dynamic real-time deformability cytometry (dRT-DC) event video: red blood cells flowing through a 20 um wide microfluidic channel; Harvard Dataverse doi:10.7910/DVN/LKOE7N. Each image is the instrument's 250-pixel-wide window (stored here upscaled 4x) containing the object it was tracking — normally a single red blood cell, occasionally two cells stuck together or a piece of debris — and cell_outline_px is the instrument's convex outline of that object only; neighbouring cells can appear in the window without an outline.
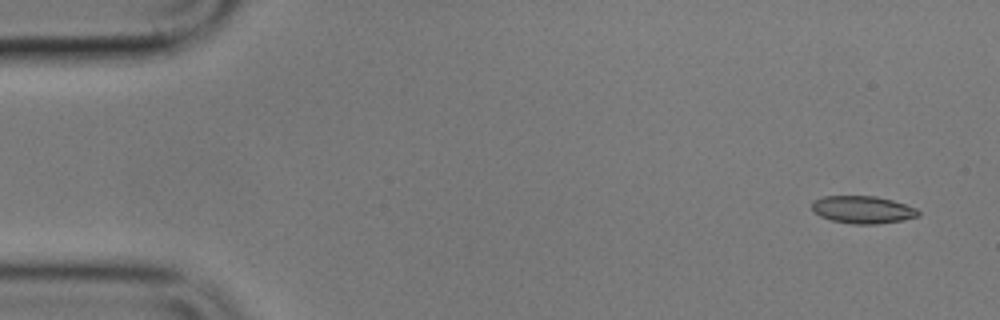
{"species": "common noctule bat (a hibernating species)", "species_latin": "Nyctalus noctula", "temperature_condition": "cold", "stored_images_in_passage": 6, "camera_frame_rate_fps": 3000, "um_per_image_px": 0.085, "animal": {"sex": "male", "body_mass_g": 17.9}, "frame": {"image": 1, "passage_image": 1, "time_ms": 0.0, "image_size_px": [1000, 320], "cell_outline_px": [[920, 216], [904, 220], [876, 224], [852, 224], [832, 220], [820, 216], [812, 212], [812, 200], [824, 196], [876, 196], [892, 200], [916, 208], [920, 212]], "centroid_in_image_um": [73.32, 17.82], "position_along_channel_um": 11.7, "area_um2": 17.17}}
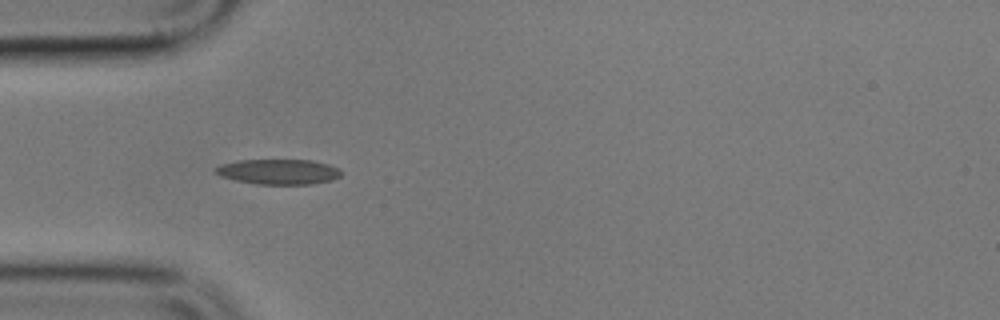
{"frame": {"image": 2, "passage_image": 5, "time_ms": 4.667, "image_size_px": [1000, 320], "cell_outline_px": [[344, 172], [340, 176], [332, 180], [312, 184], [260, 184], [236, 180], [220, 176], [212, 168], [220, 164], [236, 160], [312, 160], [328, 164], [340, 168]], "centroid_in_image_um": [23.69, 14.59], "position_along_channel_um": 61.3, "area_um2": 18.61}}
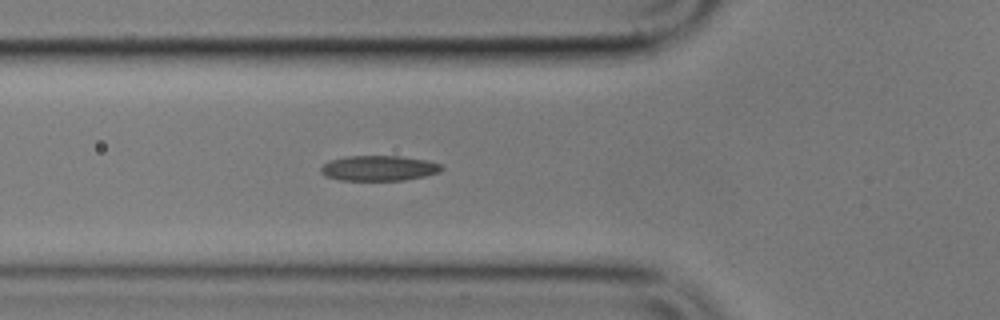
{"frame": {"image": 3, "passage_image": 6, "time_ms": 5.667, "image_size_px": [1000, 320], "cell_outline_px": [[444, 168], [440, 172], [424, 176], [404, 180], [340, 180], [324, 176], [320, 172], [320, 168], [328, 160], [344, 156], [400, 156], [428, 160], [440, 164]], "centroid_in_image_um": [32.18, 14.29], "position_along_channel_um": 93.6, "area_um2": 17.92}}